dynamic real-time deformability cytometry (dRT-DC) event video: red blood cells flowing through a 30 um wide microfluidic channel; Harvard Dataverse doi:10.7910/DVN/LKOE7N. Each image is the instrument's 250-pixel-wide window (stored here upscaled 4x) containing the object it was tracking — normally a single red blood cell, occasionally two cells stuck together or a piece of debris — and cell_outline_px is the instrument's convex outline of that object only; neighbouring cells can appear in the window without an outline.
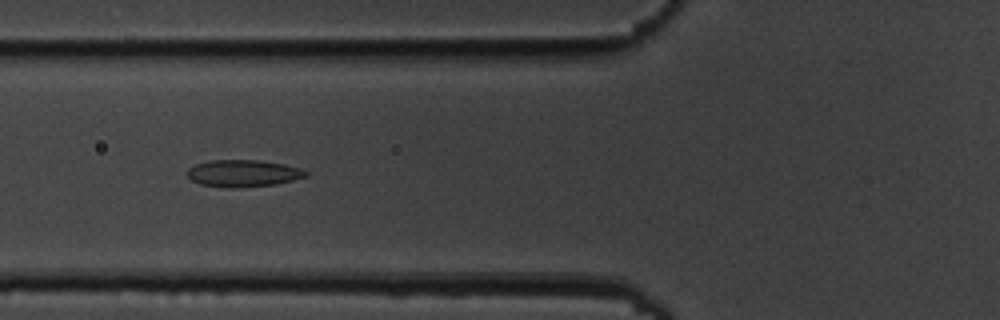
{"species": "common noctule bat (a hibernating species)", "species_latin": "Nyctalus noctula", "temperature_condition": "cold", "stored_images_in_passage": 8, "camera_frame_rate_fps": 3000, "um_per_image_px": 0.085, "animal": {"sex": "male", "body_mass_g": 19.5, "forearm_length_mm": 54.6}, "frame": {"image": 1, "passage_image": 6, "time_ms": 6.0, "image_size_px": [1000, 320], "cell_outline_px": [[308, 176], [276, 184], [232, 188], [200, 184], [192, 180], [188, 176], [188, 168], [196, 164], [212, 160], [260, 160], [284, 164], [300, 168], [308, 172]], "centroid_in_image_um": [20.69, 14.72], "position_along_channel_um": 105.1, "area_um2": 18.5}}
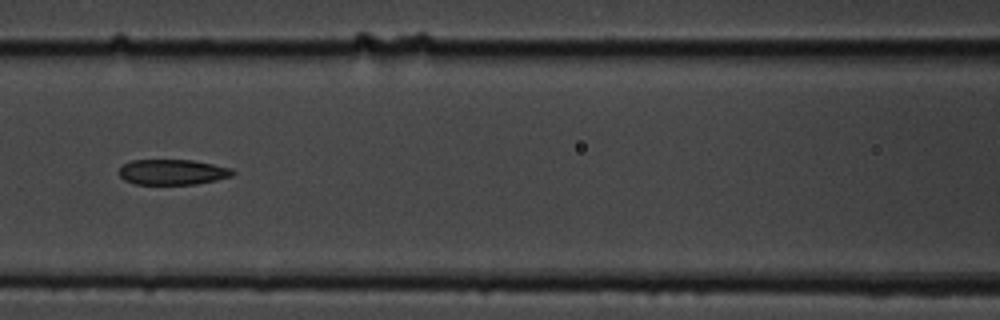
{"frame": {"image": 2, "passage_image": 7, "time_ms": 7.333, "image_size_px": [1000, 320], "cell_outline_px": [[236, 172], [232, 176], [216, 180], [196, 184], [136, 184], [124, 180], [120, 176], [120, 168], [124, 164], [132, 160], [192, 160], [232, 168]], "centroid_in_image_um": [14.69, 14.62], "position_along_channel_um": 151.9, "area_um2": 16.76}}
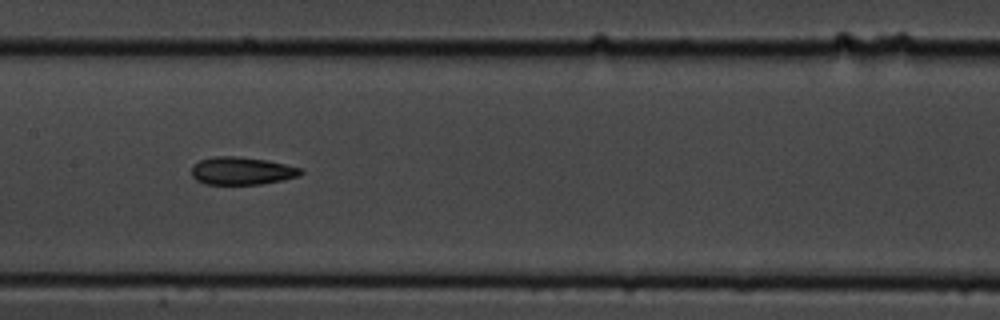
{"frame": {"image": 3, "passage_image": 8, "time_ms": 8.333, "image_size_px": [1000, 320], "cell_outline_px": [[304, 172], [300, 176], [284, 180], [260, 184], [204, 184], [196, 180], [192, 176], [192, 164], [200, 160], [212, 156], [236, 156], [268, 160], [304, 168]], "centroid_in_image_um": [20.58, 14.52], "position_along_channel_um": 186.8, "area_um2": 17.98}}